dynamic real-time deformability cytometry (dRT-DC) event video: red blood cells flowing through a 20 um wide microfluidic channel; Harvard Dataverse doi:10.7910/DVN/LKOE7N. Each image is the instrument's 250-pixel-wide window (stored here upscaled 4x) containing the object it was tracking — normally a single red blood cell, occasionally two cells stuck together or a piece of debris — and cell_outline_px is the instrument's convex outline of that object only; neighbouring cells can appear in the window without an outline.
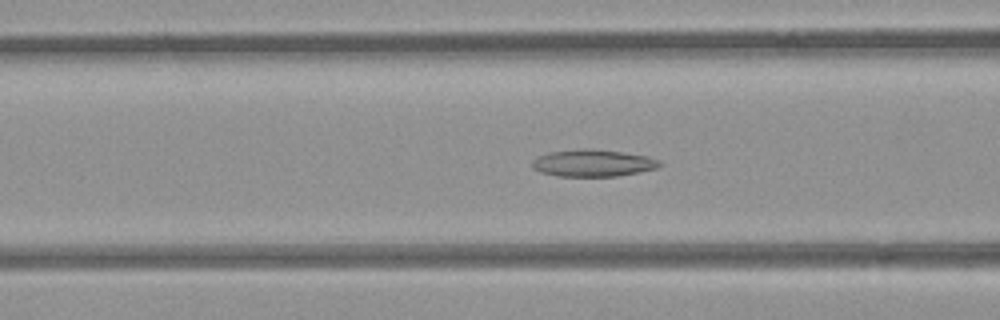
{"species": "common noctule bat (a hibernating species)", "species_latin": "Nyctalus noctula", "temperature_condition": "room temperature", "stored_images_in_passage": 53, "camera_frame_rate_fps": 3000, "um_per_image_px": 0.085, "animal": {"sex": "female", "body_mass_g": 21.9}, "frame": {"image": 1, "passage_image": 21, "time_ms": 6.667, "image_size_px": [1000, 320], "cell_outline_px": [[664, 164], [656, 168], [616, 176], [556, 176], [540, 172], [532, 168], [532, 160], [536, 156], [548, 152], [580, 148], [592, 148], [648, 156], [660, 160]], "centroid_in_image_um": [50.35, 13.85], "position_along_channel_um": 116.2, "area_um2": 20.23}}
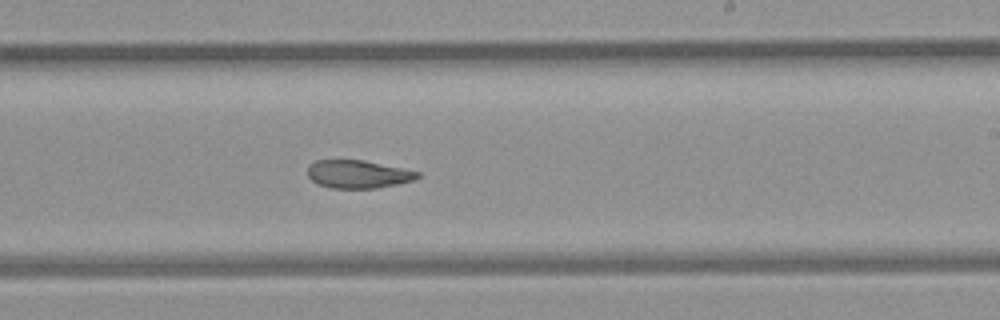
{"frame": {"image": 2, "passage_image": 32, "time_ms": 10.333, "image_size_px": [1000, 320], "cell_outline_px": [[420, 176], [412, 180], [396, 184], [376, 188], [332, 188], [320, 184], [312, 180], [308, 176], [308, 164], [316, 160], [364, 160], [404, 168], [420, 172]], "centroid_in_image_um": [30.43, 14.79], "position_along_channel_um": 258.6, "area_um2": 17.86}}
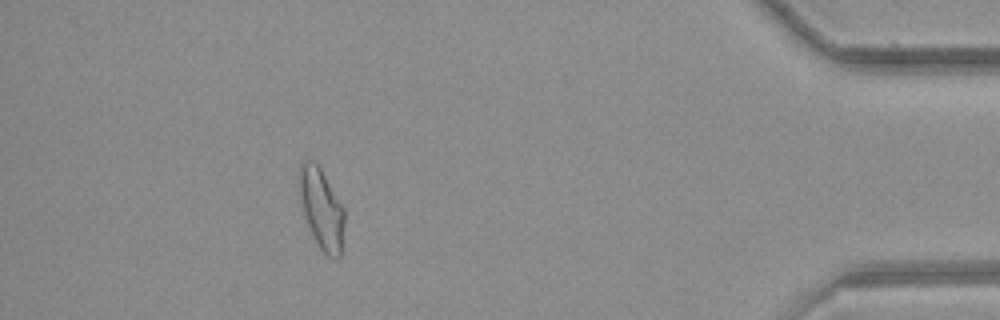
{"frame": {"image": 3, "passage_image": 48, "time_ms": 15.667, "image_size_px": [1000, 320], "cell_outline_px": [[344, 224], [340, 256], [336, 260], [328, 256], [320, 248], [308, 224], [304, 212], [296, 180], [300, 164], [304, 160], [316, 160], [344, 208]], "centroid_in_image_um": [27.31, 17.67], "position_along_channel_um": 407.9, "area_um2": 21.21}, "authors_computed_cell_mechanics": {"area_um2": 20.9236, "velocity_mm_per_s": 3.8734, "shape_relaxation_time_tau1_ms": null, "shape_relaxation_time_tau2_ms": 5.1484, "deformation_change_tau1": null, "deformation_change_tau2": 0.1224}}